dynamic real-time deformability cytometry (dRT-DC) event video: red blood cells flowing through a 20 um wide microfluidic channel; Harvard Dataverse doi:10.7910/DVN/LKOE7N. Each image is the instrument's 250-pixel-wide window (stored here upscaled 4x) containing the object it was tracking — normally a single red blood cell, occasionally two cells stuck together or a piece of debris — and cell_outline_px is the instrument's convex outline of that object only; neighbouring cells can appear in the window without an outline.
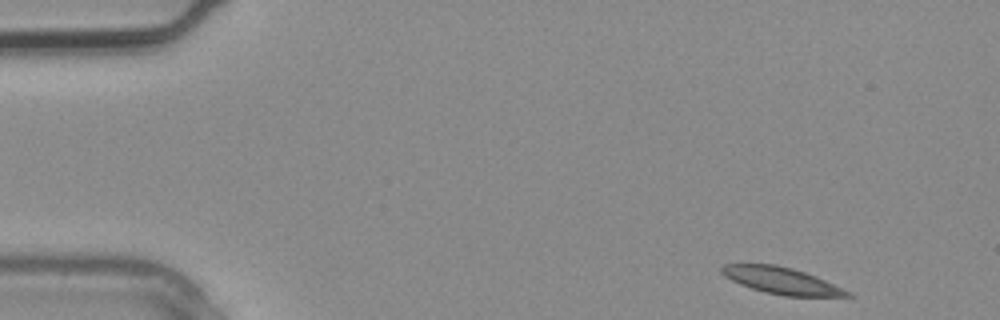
{"species": "common noctule bat (a hibernating species)", "species_latin": "Nyctalus noctula", "temperature_condition": "warm", "stored_images_in_passage": 3, "camera_frame_rate_fps": 3000, "um_per_image_px": 0.085, "animal": {"sex": "male", "body_mass_g": 20.4}, "frame": {"image": 1, "passage_image": 1, "time_ms": 0.0, "image_size_px": [1000, 320], "cell_outline_px": [[852, 296], [784, 296], [764, 292], [740, 284], [724, 276], [720, 272], [720, 268], [724, 264], [776, 264], [792, 268], [816, 276], [852, 292]], "centroid_in_image_um": [66.42, 23.85], "position_along_channel_um": 18.6, "area_um2": 19.48}}
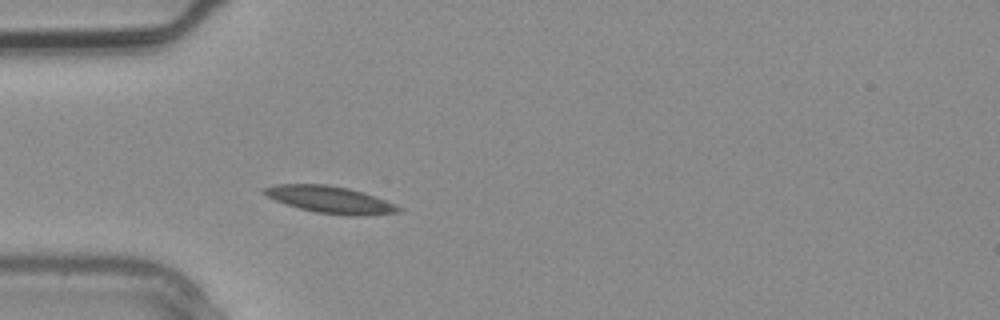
{"frame": {"image": 2, "passage_image": 3, "time_ms": 0.667, "image_size_px": [1000, 320], "cell_outline_px": [[404, 208], [400, 212], [352, 216], [316, 212], [300, 208], [276, 200], [260, 192], [260, 188], [276, 184], [324, 184], [348, 188], [364, 192], [396, 204]], "centroid_in_image_um": [28.06, 16.95], "position_along_channel_um": 56.9, "area_um2": 21.04}}